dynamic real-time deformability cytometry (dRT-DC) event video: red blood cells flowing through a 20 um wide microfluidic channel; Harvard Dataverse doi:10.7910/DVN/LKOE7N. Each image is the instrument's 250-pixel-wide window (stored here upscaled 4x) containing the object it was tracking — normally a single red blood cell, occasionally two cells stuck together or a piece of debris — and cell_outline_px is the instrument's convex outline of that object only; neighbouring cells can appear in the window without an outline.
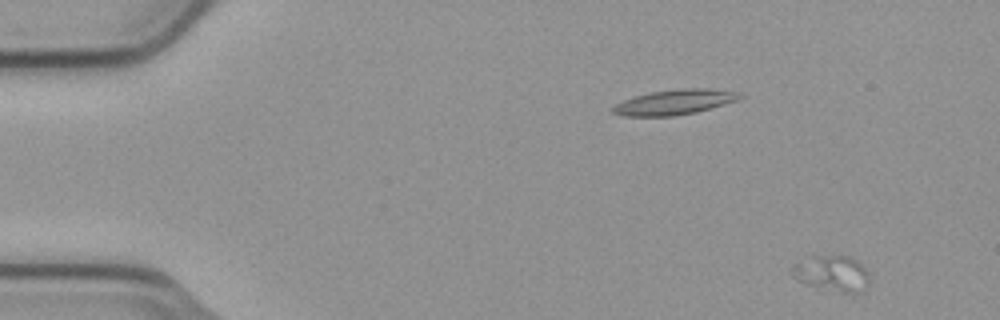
{"species": "common noctule bat (a hibernating species)", "species_latin": "Nyctalus noctula", "temperature_condition": "cold", "stored_images_in_passage": 5, "segment_of_instrument_passage": [1, 2], "camera_frame_rate_fps": 3000, "um_per_image_px": 0.085, "animal": {"sex": "male", "body_mass_g": 23.1, "forearm_length_mm": 52.7}, "frame": {"image": 1, "passage_image": 1, "time_ms": 0.0, "image_size_px": [1000, 320], "cell_outline_px": [[868, 284], [864, 292], [820, 292], [796, 280], [788, 272], [788, 268], [792, 264], [812, 256], [848, 256], [856, 260], [864, 268], [868, 276]], "centroid_in_image_um": [70.61, 23.29], "position_along_channel_um": 14.4, "area_um2": 16.82}}
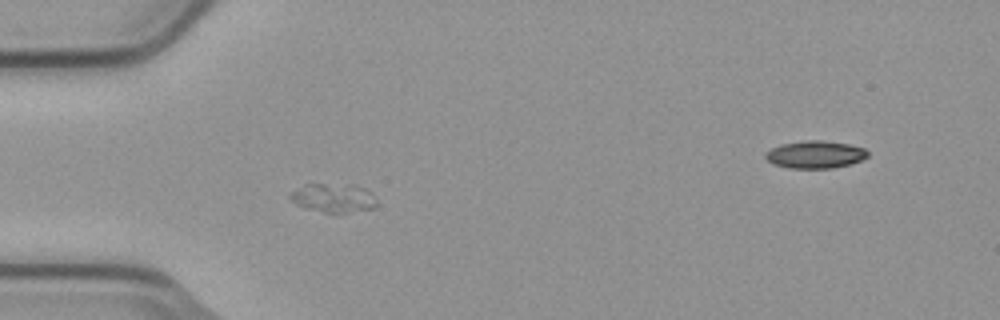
{"frame": {"image": 2, "passage_image": 4, "time_ms": 1.0, "image_size_px": [1000, 320], "cell_outline_px": [[376, 208], [348, 212], [324, 212], [304, 208], [296, 204], [288, 196], [292, 192], [304, 184], [352, 184], [364, 188], [372, 192], [376, 200]], "centroid_in_image_um": [28.36, 16.81], "position_along_channel_um": 56.6, "area_um2": 14.57}}